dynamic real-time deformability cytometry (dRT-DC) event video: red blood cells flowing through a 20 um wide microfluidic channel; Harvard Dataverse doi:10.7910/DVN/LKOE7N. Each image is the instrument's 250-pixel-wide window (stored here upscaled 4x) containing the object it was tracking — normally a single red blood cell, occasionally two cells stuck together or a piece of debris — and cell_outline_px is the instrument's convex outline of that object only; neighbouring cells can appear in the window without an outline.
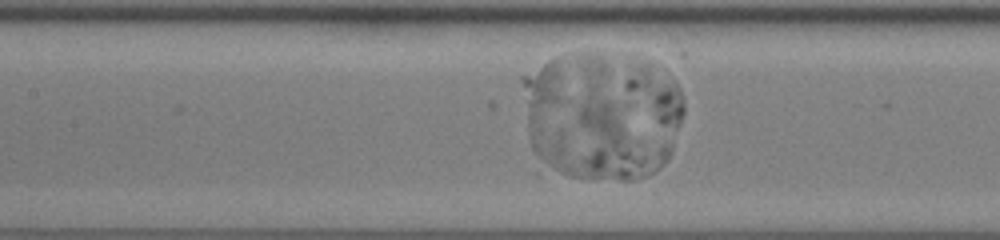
{"species": "human", "species_latin": "Homo sapiens", "temperature_condition": "room temperature", "stored_images_in_passage": 25, "segment_of_instrument_passage": [2, 2], "camera_frame_rate_fps": 3000, "um_per_image_px": 0.085, "donor": {"sex": "female"}, "frame": {"image": 1, "passage_image": 12, "time_ms": 3.667, "image_size_px": [1000, 240], "cell_outline_px": [[684, 112], [676, 128], [668, 128], [660, 124], [624, 88], [624, 80], [628, 60], [632, 56], [648, 60], [676, 84], [680, 88], [684, 104]], "centroid_in_image_um": [55.63, 7.8], "position_along_channel_um": 151.8, "area_um2": 18.96}}